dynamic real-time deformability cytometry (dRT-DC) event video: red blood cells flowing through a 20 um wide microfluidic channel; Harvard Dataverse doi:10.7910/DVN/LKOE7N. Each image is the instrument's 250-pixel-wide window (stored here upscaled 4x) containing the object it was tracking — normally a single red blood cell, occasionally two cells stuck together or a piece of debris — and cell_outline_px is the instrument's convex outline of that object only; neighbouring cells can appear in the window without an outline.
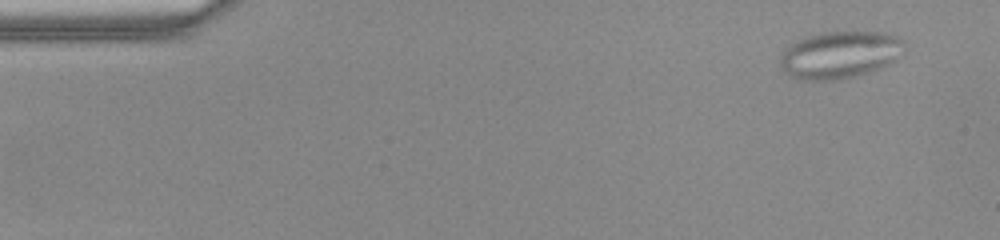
{"species": "common noctule bat (a hibernating species)", "species_latin": "Nyctalus noctula", "temperature_condition": "warm", "stored_images_in_passage": 51, "camera_frame_rate_fps": 3000, "um_per_image_px": 0.085, "animal": {"sex": "female", "body_mass_g": 22.0, "forearm_length_mm": 56.7}, "frame": {"image": 1, "passage_image": 4, "time_ms": 1.0, "image_size_px": [1000, 240], "cell_outline_px": [[904, 52], [896, 60], [888, 64], [852, 76], [832, 80], [804, 80], [792, 76], [780, 68], [780, 56], [792, 44], [808, 36], [828, 32], [888, 32], [904, 40]], "centroid_in_image_um": [71.42, 4.64], "position_along_channel_um": 13.6, "area_um2": 33.58}}
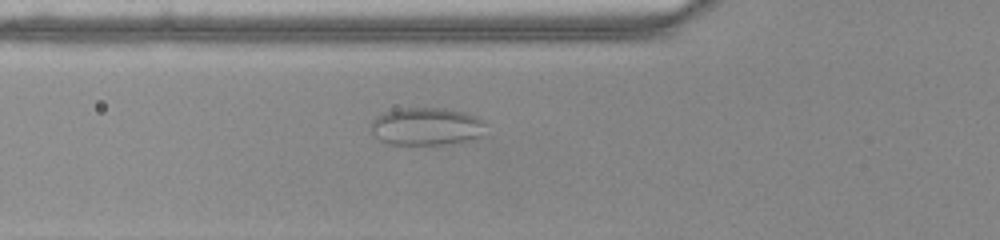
{"frame": {"image": 2, "passage_image": 18, "time_ms": 5.667, "image_size_px": [1000, 240], "cell_outline_px": [[488, 124], [480, 136], [464, 140], [444, 144], [388, 144], [380, 140], [372, 132], [372, 120], [376, 116], [384, 112], [400, 108], [452, 108], [468, 112], [480, 116]], "centroid_in_image_um": [36.29, 10.71], "position_along_channel_um": 89.5, "area_um2": 25.49}}
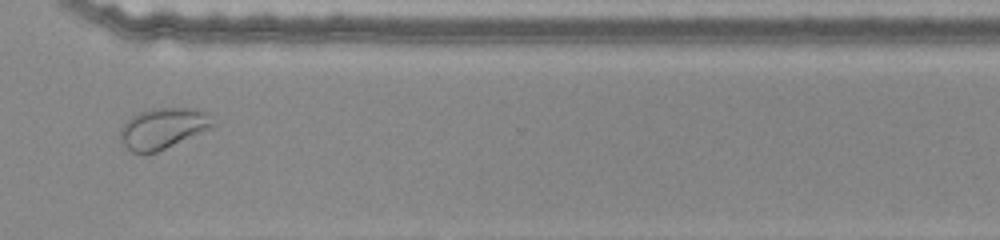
{"frame": {"image": 3, "passage_image": 38, "time_ms": 12.333, "image_size_px": [1000, 240], "cell_outline_px": [[220, 124], [212, 128], [156, 152], [144, 156], [132, 152], [120, 140], [120, 128], [132, 116], [140, 112], [152, 108], [192, 108], [208, 112]], "centroid_in_image_um": [13.91, 10.91], "position_along_channel_um": 356.7, "area_um2": 22.43}, "authors_computed_cell_mechanics": {"area_um2": 26.9926, "velocity_mm_per_s": 3.9898, "shape_relaxation_time_tau1_ms": null, "shape_relaxation_time_tau2_ms": 0.6057, "deformation_change_tau1": null, "deformation_change_tau2": 0.0542}}